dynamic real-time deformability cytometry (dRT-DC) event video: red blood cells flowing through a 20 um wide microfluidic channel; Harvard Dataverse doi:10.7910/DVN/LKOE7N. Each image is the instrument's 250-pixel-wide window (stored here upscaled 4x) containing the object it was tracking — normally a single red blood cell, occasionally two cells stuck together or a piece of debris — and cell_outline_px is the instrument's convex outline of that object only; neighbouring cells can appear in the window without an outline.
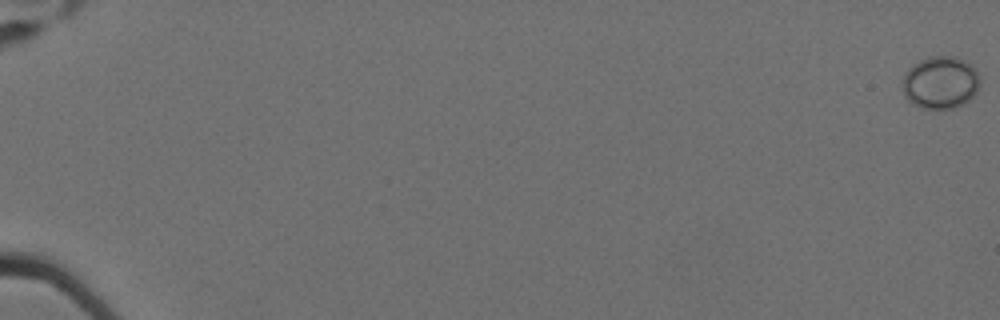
{"species": "Egyptian fruit bat (a non-hibernating species)", "species_latin": "Rousettus aegyptiacus", "temperature_condition": "cold", "stored_images_in_passage": 44, "camera_frame_rate_fps": 3000, "um_per_image_px": 0.085, "animal": {"sex": "female"}, "frame": {"image": 1, "passage_image": 1, "time_ms": 0.0, "image_size_px": [1000, 320], "cell_outline_px": [[980, 84], [976, 92], [964, 104], [952, 108], [936, 112], [920, 108], [912, 104], [904, 96], [904, 76], [908, 68], [912, 64], [928, 56], [956, 56], [972, 64], [976, 68], [980, 76]], "centroid_in_image_um": [79.96, 7.04], "position_along_channel_um": 5.0, "area_um2": 24.39}}
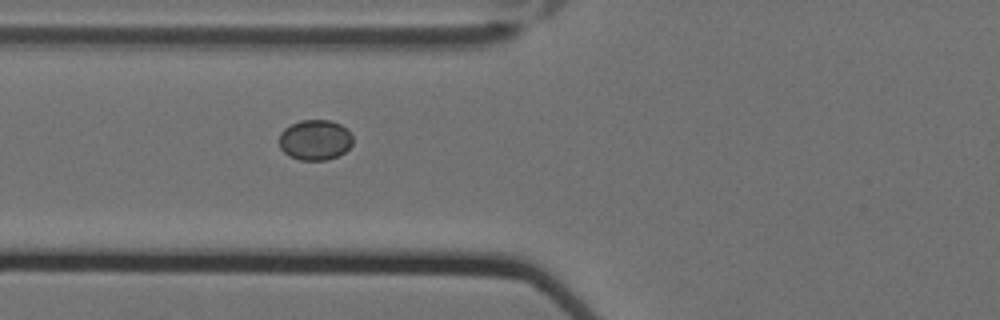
{"frame": {"image": 2, "passage_image": 27, "time_ms": 8.667, "image_size_px": [1000, 320], "cell_outline_px": [[352, 144], [344, 152], [328, 160], [300, 160], [288, 156], [280, 148], [280, 132], [284, 128], [300, 120], [328, 120], [340, 124], [352, 136]], "centroid_in_image_um": [26.75, 11.9], "position_along_channel_um": 99.0, "area_um2": 17.22}}
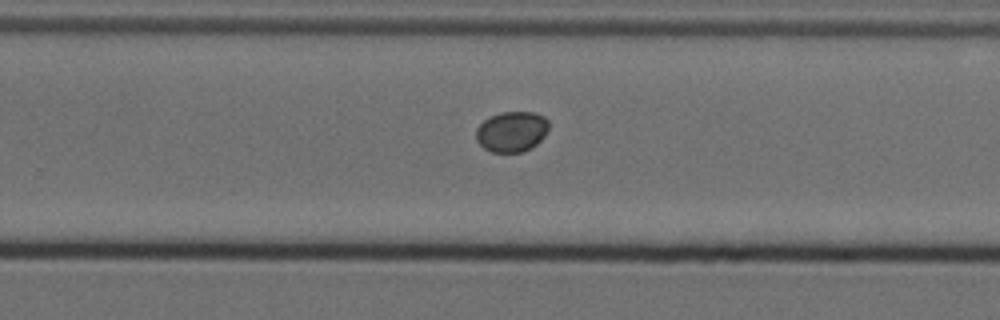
{"frame": {"image": 3, "passage_image": 43, "time_ms": 14.0, "image_size_px": [1000, 320], "cell_outline_px": [[548, 128], [544, 136], [532, 148], [524, 152], [492, 152], [484, 148], [476, 140], [476, 128], [488, 116], [500, 112], [532, 112], [544, 116], [548, 120]], "centroid_in_image_um": [43.48, 11.18], "position_along_channel_um": 286.3, "area_um2": 17.28}}